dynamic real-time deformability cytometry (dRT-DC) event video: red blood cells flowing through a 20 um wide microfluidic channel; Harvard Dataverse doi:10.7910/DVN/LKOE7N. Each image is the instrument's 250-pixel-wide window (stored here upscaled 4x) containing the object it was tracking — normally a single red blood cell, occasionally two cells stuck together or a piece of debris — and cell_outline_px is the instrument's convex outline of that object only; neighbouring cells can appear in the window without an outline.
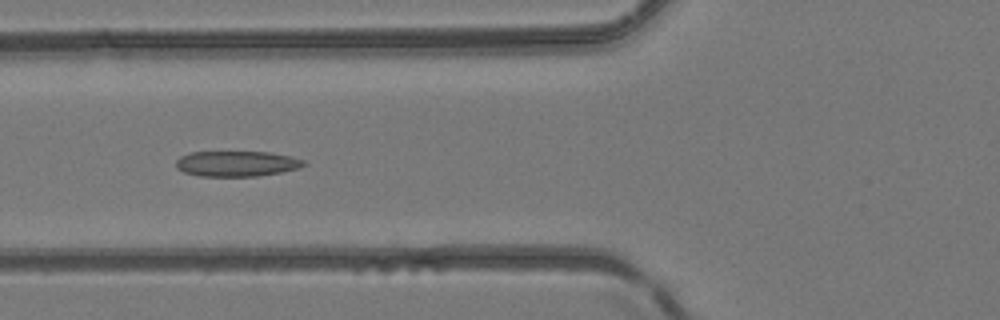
{"species": "common noctule bat (a hibernating species)", "species_latin": "Nyctalus noctula", "temperature_condition": "room temperature", "stored_images_in_passage": 33, "camera_frame_rate_fps": 3000, "um_per_image_px": 0.085, "animal": {"sex": "female", "body_mass_g": 24.6, "forearm_length_mm": 56.2}, "frame": {"image": 1, "passage_image": 3, "time_ms": 0.667, "image_size_px": [1000, 320], "cell_outline_px": [[308, 164], [300, 168], [280, 172], [256, 176], [200, 176], [184, 172], [176, 168], [176, 160], [180, 156], [192, 152], [272, 152], [304, 160]], "centroid_in_image_um": [20.12, 13.91], "position_along_channel_um": 105.7, "area_um2": 18.96}}
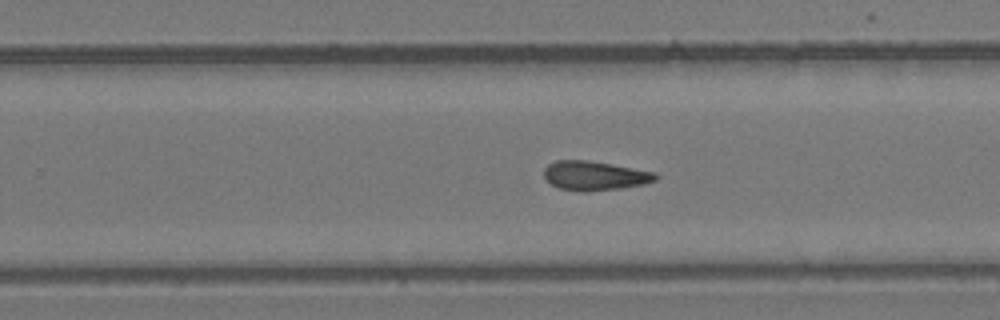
{"frame": {"image": 2, "passage_image": 15, "time_ms": 4.667, "image_size_px": [1000, 320], "cell_outline_px": [[660, 176], [656, 180], [644, 184], [620, 188], [588, 192], [580, 192], [560, 188], [552, 184], [544, 176], [544, 168], [548, 164], [556, 160], [588, 160], [656, 172]], "centroid_in_image_um": [50.56, 14.93], "position_along_channel_um": 279.2, "area_um2": 19.07}}
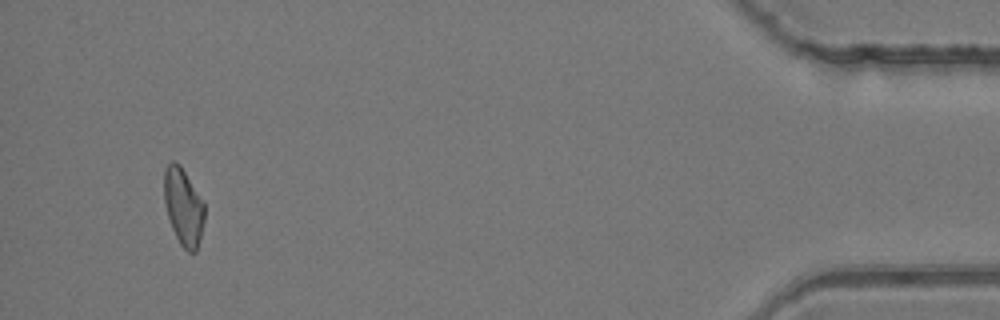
{"frame": {"image": 3, "passage_image": 30, "time_ms": 9.667, "image_size_px": [1000, 320], "cell_outline_px": [[204, 220], [200, 240], [196, 252], [188, 252], [180, 244], [172, 228], [168, 216], [164, 200], [164, 168], [172, 160], [176, 160], [180, 164], [204, 204]], "centroid_in_image_um": [15.58, 17.57], "position_along_channel_um": 419.6, "area_um2": 18.03}}